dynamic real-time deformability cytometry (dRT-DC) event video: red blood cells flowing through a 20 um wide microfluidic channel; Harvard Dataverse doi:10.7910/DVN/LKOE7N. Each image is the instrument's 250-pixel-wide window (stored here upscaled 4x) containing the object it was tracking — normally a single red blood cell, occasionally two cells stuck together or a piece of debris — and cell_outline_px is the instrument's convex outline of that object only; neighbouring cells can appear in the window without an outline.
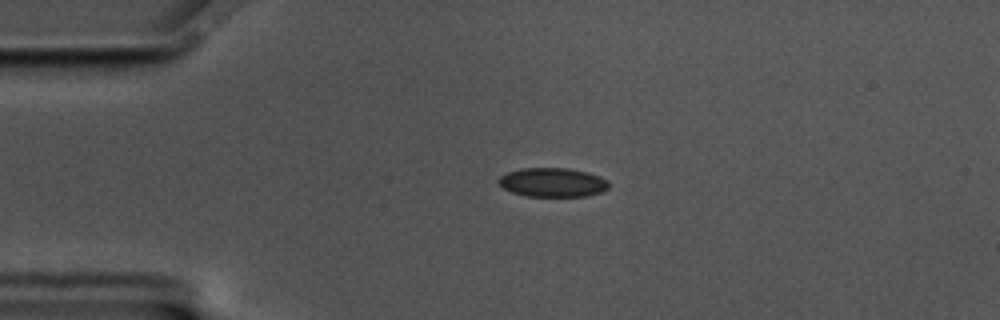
{"species": "common noctule bat (a hibernating species)", "species_latin": "Nyctalus noctula", "temperature_condition": "cold", "stored_images_in_passage": 45, "camera_frame_rate_fps": 3000, "um_per_image_px": 0.085, "animal": {"sex": "male", "body_mass_g": 17.5, "forearm_length_mm": 52.3}, "frame": {"image": 1, "passage_image": 1, "time_ms": 0.0, "image_size_px": [1000, 320], "cell_outline_px": [[608, 188], [600, 192], [588, 196], [528, 196], [512, 192], [504, 188], [496, 180], [500, 176], [508, 172], [520, 168], [568, 168], [588, 172], [600, 176], [608, 180]], "centroid_in_image_um": [46.98, 15.49], "position_along_channel_um": 38.0, "area_um2": 18.67}}
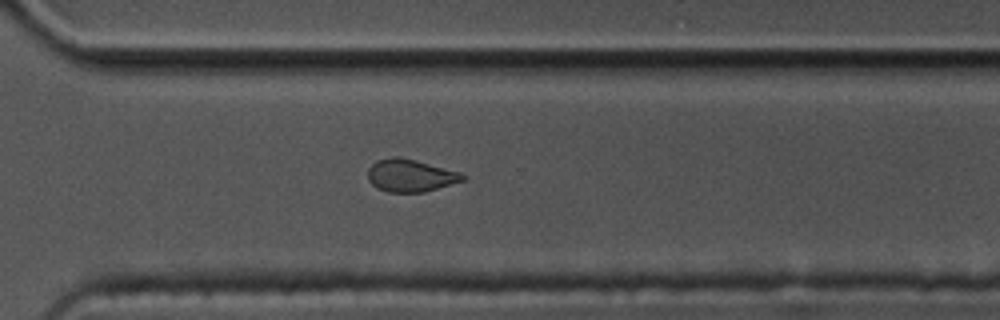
{"frame": {"image": 2, "passage_image": 29, "time_ms": 9.333, "image_size_px": [1000, 320], "cell_outline_px": [[468, 176], [464, 180], [424, 192], [388, 192], [376, 188], [368, 180], [368, 168], [376, 160], [392, 156], [400, 156], [416, 160], [460, 172]], "centroid_in_image_um": [34.86, 14.91], "position_along_channel_um": 335.7, "area_um2": 18.09}}
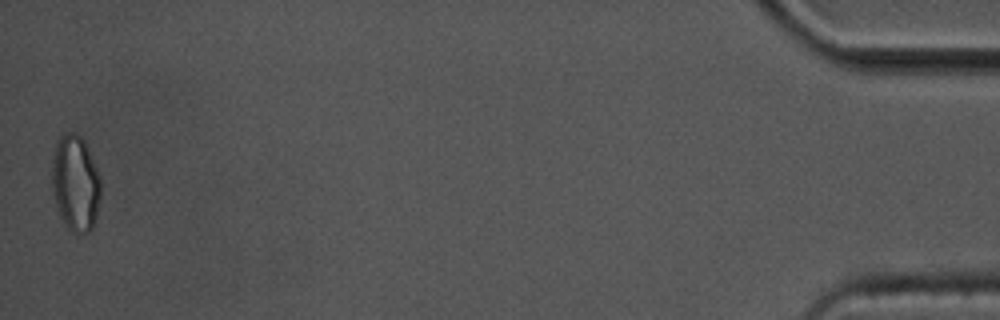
{"frame": {"image": 3, "passage_image": 45, "time_ms": 14.667, "image_size_px": [1000, 320], "cell_outline_px": [[100, 196], [96, 216], [92, 228], [88, 232], [80, 236], [76, 236], [68, 228], [60, 216], [52, 192], [52, 160], [56, 140], [64, 132], [72, 132], [80, 136], [84, 140], [100, 176]], "centroid_in_image_um": [6.4, 15.58], "position_along_channel_um": 428.8, "area_um2": 27.57}, "authors_computed_cell_mechanics": {"area_um2": 18.6694, "velocity_mm_per_s": 3.5102, "shape_relaxation_time_tau1_ms": 4.9839, "shape_relaxation_time_tau2_ms": 2.564, "deformation_change_tau1": 0.0934, "deformation_change_tau2": 0.064}}